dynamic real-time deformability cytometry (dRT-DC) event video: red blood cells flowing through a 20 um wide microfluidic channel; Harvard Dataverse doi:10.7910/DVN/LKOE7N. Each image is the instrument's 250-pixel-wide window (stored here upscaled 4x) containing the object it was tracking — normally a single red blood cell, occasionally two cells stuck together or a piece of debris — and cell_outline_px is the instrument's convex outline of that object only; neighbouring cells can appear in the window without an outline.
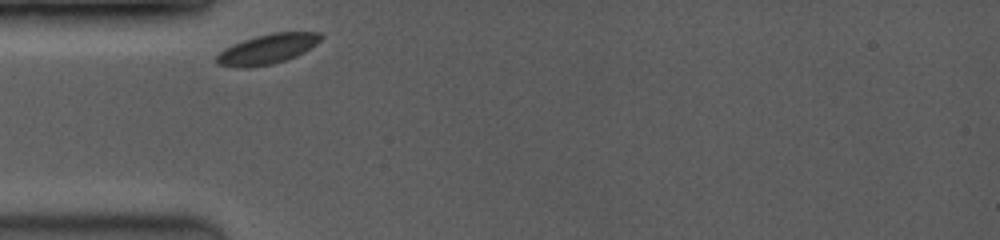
{"species": "common noctule bat (a hibernating species)", "species_latin": "Nyctalus noctula", "temperature_condition": "room temperature", "stored_images_in_passage": 3, "camera_frame_rate_fps": 3500, "um_per_image_px": 0.085, "animal": {"sex": "female", "body_mass_g": 19.0, "forearm_length_mm": 53.3}, "frame": {"image": 1, "passage_image": 1, "time_ms": 0.0, "image_size_px": [1000, 240], "cell_outline_px": [[324, 36], [316, 44], [304, 52], [296, 56], [272, 64], [248, 68], [236, 68], [216, 64], [216, 56], [224, 48], [244, 40], [256, 36], [272, 32], [320, 32]], "centroid_in_image_um": [22.72, 4.17], "position_along_channel_um": 62.3, "area_um2": 18.21}}
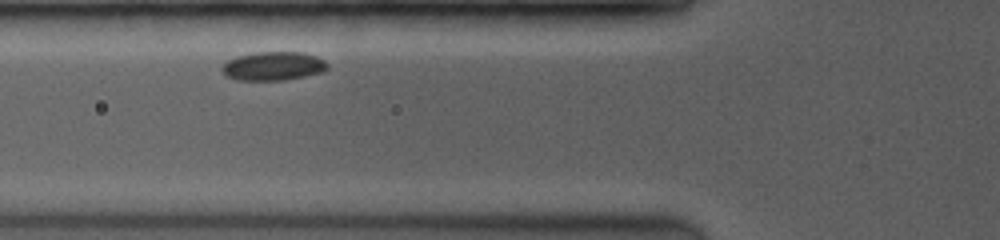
{"frame": {"image": 2, "passage_image": 2, "time_ms": 0.286, "image_size_px": [1000, 240], "cell_outline_px": [[328, 68], [324, 72], [284, 80], [236, 80], [228, 76], [220, 68], [228, 60], [236, 56], [256, 52], [304, 52], [316, 56], [324, 60], [328, 64]], "centroid_in_image_um": [23.25, 5.61], "position_along_channel_um": 102.5, "area_um2": 17.69}}
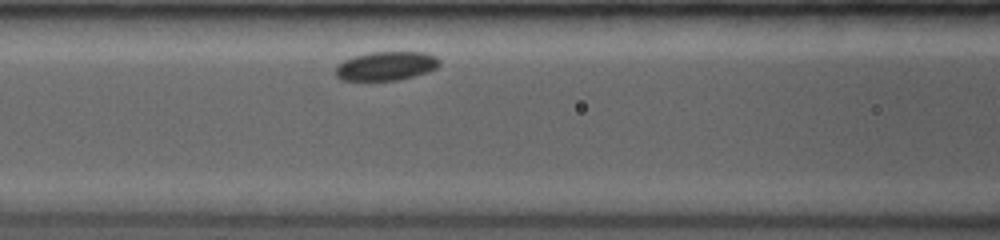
{"frame": {"image": 3, "passage_image": 3, "time_ms": 0.571, "image_size_px": [1000, 240], "cell_outline_px": [[440, 64], [436, 68], [428, 72], [396, 80], [340, 80], [336, 76], [336, 68], [344, 60], [368, 52], [424, 52], [436, 56], [440, 60]], "centroid_in_image_um": [32.84, 5.6], "position_along_channel_um": 133.8, "area_um2": 17.34}}